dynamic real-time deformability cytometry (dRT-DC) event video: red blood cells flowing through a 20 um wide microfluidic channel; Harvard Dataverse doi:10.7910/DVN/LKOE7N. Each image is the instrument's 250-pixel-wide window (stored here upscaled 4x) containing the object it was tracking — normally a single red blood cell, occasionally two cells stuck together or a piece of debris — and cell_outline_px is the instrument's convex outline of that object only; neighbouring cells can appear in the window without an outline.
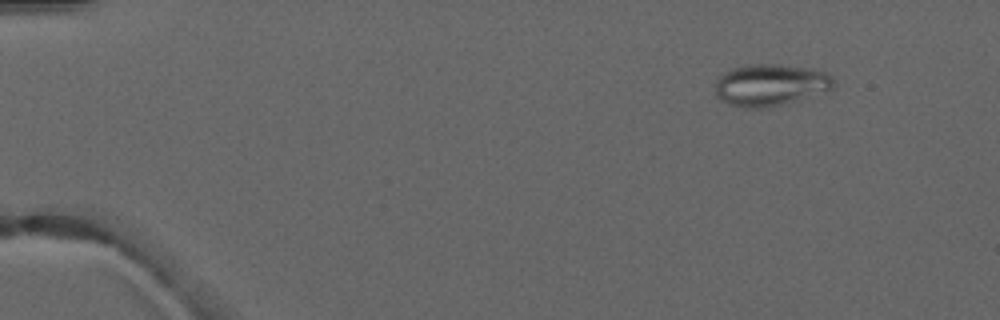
{"species": "common noctule bat (a hibernating species)", "species_latin": "Nyctalus noctula", "temperature_condition": "warm", "stored_images_in_passage": 5, "camera_frame_rate_fps": 3000, "um_per_image_px": 0.085, "animal": {"sex": "male", "forearm_length_mm": 52.5}, "frame": {"image": 1, "passage_image": 2, "time_ms": 1.333, "image_size_px": [1000, 320], "cell_outline_px": [[836, 84], [828, 92], [764, 108], [744, 108], [728, 104], [720, 100], [716, 96], [716, 80], [724, 72], [732, 68], [748, 64], [780, 64], [812, 68], [824, 72], [832, 76]], "centroid_in_image_um": [65.49, 7.21], "position_along_channel_um": 19.5, "area_um2": 29.13}}